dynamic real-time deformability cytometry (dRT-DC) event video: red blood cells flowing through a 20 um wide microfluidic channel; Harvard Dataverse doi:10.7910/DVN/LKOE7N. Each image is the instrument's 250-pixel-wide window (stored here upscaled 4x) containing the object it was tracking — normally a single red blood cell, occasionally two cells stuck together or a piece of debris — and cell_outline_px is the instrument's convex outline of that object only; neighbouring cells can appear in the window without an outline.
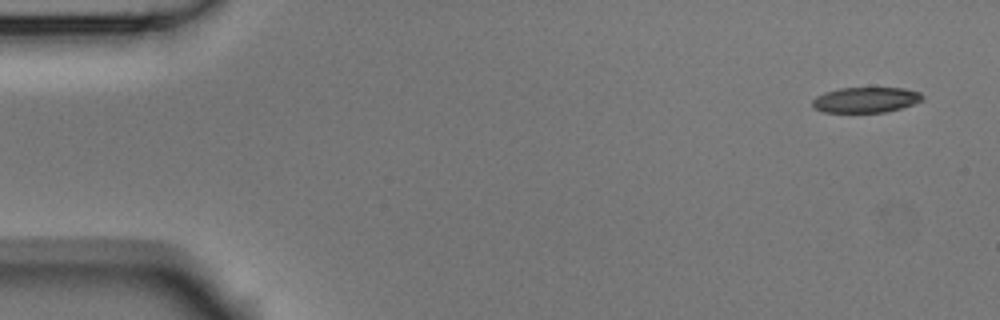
{"species": "Egyptian fruit bat (a non-hibernating species)", "species_latin": "Rousettus aegyptiacus", "temperature_condition": "room temperature", "stored_images_in_passage": 8, "camera_frame_rate_fps": 3000, "um_per_image_px": 0.085, "animal": {"sex": "male"}, "frame": {"image": 1, "passage_image": 1, "time_ms": 0.0, "image_size_px": [1000, 320], "cell_outline_px": [[924, 100], [900, 108], [884, 112], [824, 112], [812, 108], [812, 100], [816, 96], [824, 92], [840, 88], [904, 88], [920, 92], [924, 96]], "centroid_in_image_um": [73.57, 8.48], "position_along_channel_um": 11.4, "area_um2": 16.36}}
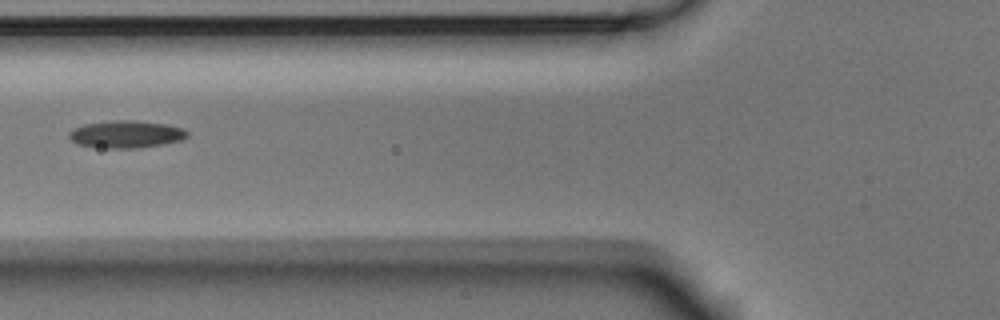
{"frame": {"image": 2, "passage_image": 6, "time_ms": 1.667, "image_size_px": [1000, 320], "cell_outline_px": [[188, 136], [180, 140], [160, 144], [136, 148], [104, 148], [76, 144], [68, 136], [68, 132], [72, 128], [84, 124], [112, 120], [132, 120], [168, 124], [184, 128], [188, 132]], "centroid_in_image_um": [10.69, 11.4], "position_along_channel_um": 115.1, "area_um2": 18.9}}
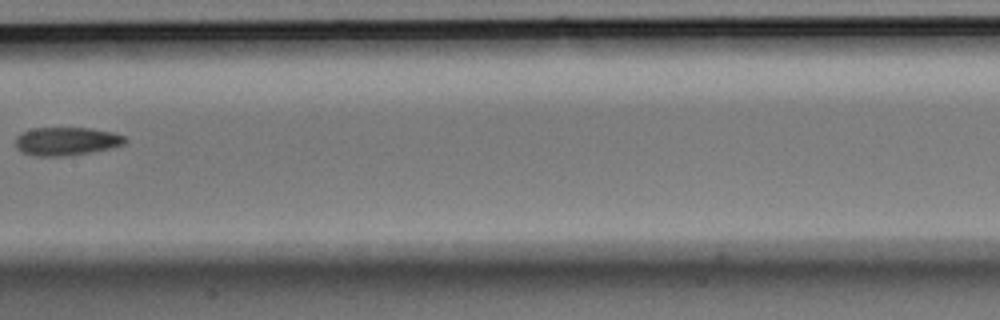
{"frame": {"image": 3, "passage_image": 8, "time_ms": 2.333, "image_size_px": [1000, 320], "cell_outline_px": [[128, 140], [124, 144], [108, 148], [88, 152], [64, 156], [36, 156], [20, 152], [16, 148], [16, 136], [20, 132], [32, 128], [92, 128], [112, 132], [124, 136]], "centroid_in_image_um": [5.6, 12.0], "position_along_channel_um": 201.8, "area_um2": 18.03}}